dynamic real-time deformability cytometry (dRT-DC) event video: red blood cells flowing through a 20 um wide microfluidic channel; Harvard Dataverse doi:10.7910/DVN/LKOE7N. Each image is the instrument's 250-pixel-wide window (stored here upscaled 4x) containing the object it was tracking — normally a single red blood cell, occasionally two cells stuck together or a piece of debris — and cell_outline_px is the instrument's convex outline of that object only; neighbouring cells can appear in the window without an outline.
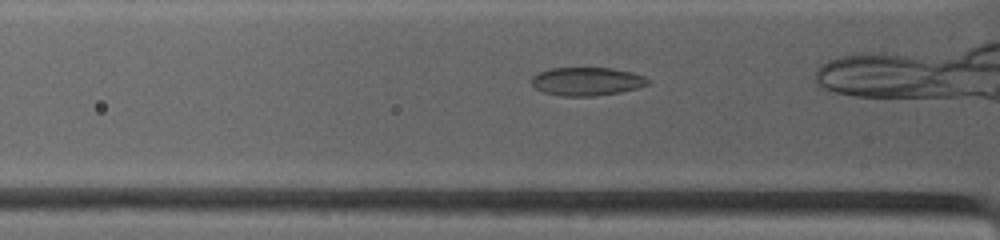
{"species": "common noctule bat (a hibernating species)", "species_latin": "Nyctalus noctula", "temperature_condition": "warm", "stored_images_in_passage": 25, "camera_frame_rate_fps": 4500, "um_per_image_px": 0.085, "animal": {"sex": "female", "body_mass_g": 19.0, "forearm_length_mm": 53.3}, "frame": {"image": 1, "passage_image": 4, "time_ms": 0.889, "image_size_px": [1000, 240], "cell_outline_px": [[652, 84], [620, 92], [592, 96], [560, 96], [544, 92], [536, 88], [532, 84], [532, 76], [536, 72], [548, 68], [612, 68], [632, 72], [644, 76], [652, 80]], "centroid_in_image_um": [49.9, 6.91], "position_along_channel_um": 75.9, "area_um2": 19.42}, "authors_computed_cell_mechanics": {"area_um2": 19.1318, "velocity_mm_per_s": 3.9418, "shape_relaxation_time_tau1_ms": 8.3704, "shape_relaxation_time_tau2_ms": 2.5383, "deformation_change_tau1": 0.1842, "deformation_change_tau2": 0.0427}}